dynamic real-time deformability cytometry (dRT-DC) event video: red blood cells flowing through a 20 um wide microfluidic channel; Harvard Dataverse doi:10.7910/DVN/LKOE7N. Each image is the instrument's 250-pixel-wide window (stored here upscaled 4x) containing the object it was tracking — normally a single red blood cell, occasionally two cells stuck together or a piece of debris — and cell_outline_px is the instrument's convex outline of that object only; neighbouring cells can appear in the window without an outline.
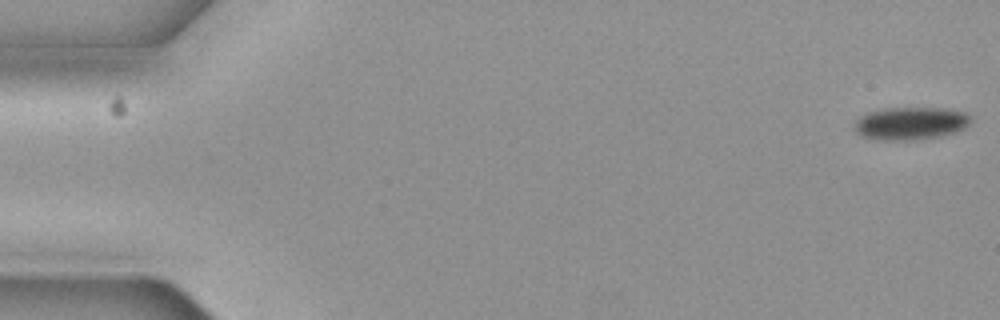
{"species": "common noctule bat (a hibernating species)", "species_latin": "Nyctalus noctula", "temperature_condition": "cold", "stored_images_in_passage": 4, "camera_frame_rate_fps": 3000, "um_per_image_px": 0.085, "animal": {"sex": "female", "body_mass_g": 19.3, "forearm_length_mm": 54.1}, "frame": {"image": 1, "passage_image": 1, "time_ms": 0.0, "image_size_px": [1000, 320], "cell_outline_px": [[972, 120], [964, 128], [956, 132], [940, 136], [916, 140], [872, 140], [860, 136], [856, 132], [856, 120], [860, 116], [868, 112], [888, 108], [944, 108], [964, 112], [972, 116]], "centroid_in_image_um": [77.4, 10.5], "position_along_channel_um": 7.6, "area_um2": 22.37}}